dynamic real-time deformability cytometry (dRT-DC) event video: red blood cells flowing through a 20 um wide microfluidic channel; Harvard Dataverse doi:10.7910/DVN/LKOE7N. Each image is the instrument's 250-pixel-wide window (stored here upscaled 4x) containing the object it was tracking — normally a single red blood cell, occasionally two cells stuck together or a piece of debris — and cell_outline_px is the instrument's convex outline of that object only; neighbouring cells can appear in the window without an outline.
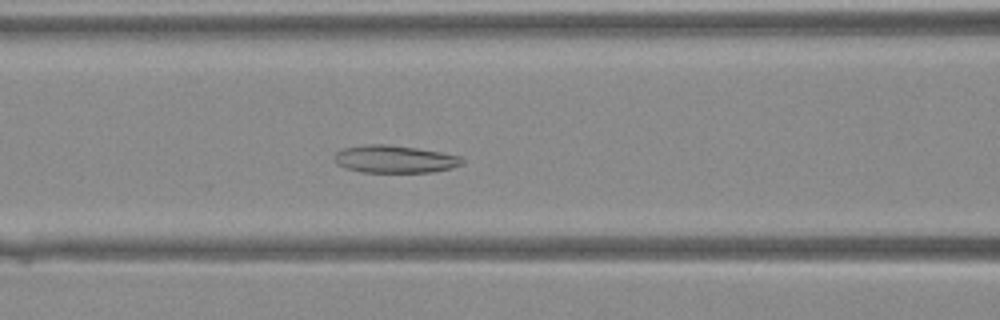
{"species": "Egyptian fruit bat (a non-hibernating species)", "species_latin": "Rousettus aegyptiacus", "temperature_condition": "warm", "stored_images_in_passage": 45, "segment_of_instrument_passage": [1, 2], "camera_frame_rate_fps": 3000, "um_per_image_px": 0.085, "animal": {"sex": "female"}, "frame": {"image": 1, "passage_image": 20, "time_ms": 6.333, "image_size_px": [1000, 320], "cell_outline_px": [[464, 164], [452, 168], [432, 172], [360, 172], [344, 168], [336, 164], [332, 156], [336, 152], [344, 148], [368, 144], [388, 144], [416, 148], [440, 152], [460, 156], [464, 160]], "centroid_in_image_um": [33.52, 13.53], "position_along_channel_um": 133.1, "area_um2": 20.69}}
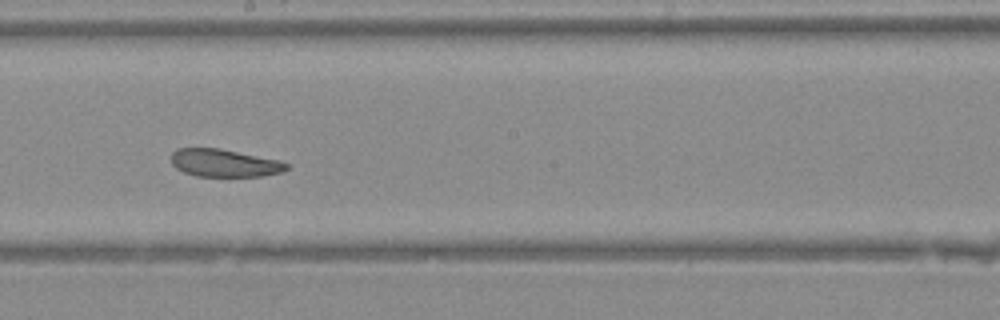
{"frame": {"image": 2, "passage_image": 26, "time_ms": 8.333, "image_size_px": [1000, 320], "cell_outline_px": [[288, 168], [284, 172], [260, 176], [196, 176], [184, 172], [176, 168], [172, 164], [172, 152], [176, 148], [220, 148], [280, 160], [288, 164]], "centroid_in_image_um": [19.08, 13.85], "position_along_channel_um": 229.1, "area_um2": 18.67}}
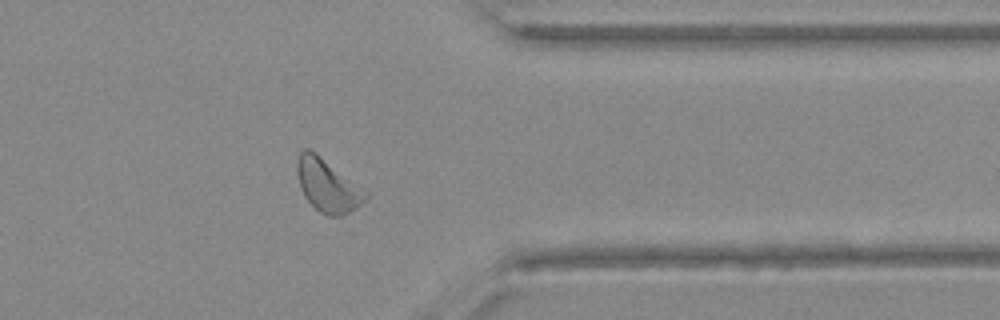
{"frame": {"image": 3, "passage_image": 36, "time_ms": 11.667, "image_size_px": [1000, 320], "cell_outline_px": [[368, 196], [360, 204], [348, 212], [340, 216], [328, 216], [320, 212], [304, 196], [300, 188], [296, 172], [296, 160], [300, 152], [304, 148], [308, 148], [316, 152], [364, 188], [368, 192]], "centroid_in_image_um": [27.82, 15.73], "position_along_channel_um": 383.6, "area_um2": 21.15}}